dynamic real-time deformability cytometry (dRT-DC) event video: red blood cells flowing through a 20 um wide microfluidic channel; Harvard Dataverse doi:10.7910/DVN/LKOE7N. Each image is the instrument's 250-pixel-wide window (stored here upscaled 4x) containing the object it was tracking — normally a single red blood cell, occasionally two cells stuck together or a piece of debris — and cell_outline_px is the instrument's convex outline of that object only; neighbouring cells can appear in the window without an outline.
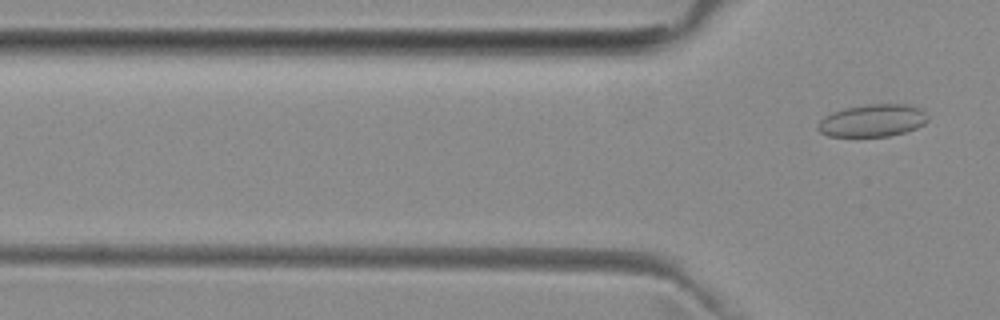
{"species": "common noctule bat (a hibernating species)", "species_latin": "Nyctalus noctula", "temperature_condition": "room temperature", "stored_images_in_passage": 2, "camera_frame_rate_fps": 3000, "um_per_image_px": 0.085, "animal": {"sex": "female", "body_mass_g": 29.2, "forearm_length_mm": 56.3}, "frame": {"image": 1, "passage_image": 2, "time_ms": 2.0, "image_size_px": [1000, 320], "cell_outline_px": [[928, 120], [924, 124], [916, 128], [904, 132], [888, 136], [828, 136], [820, 132], [816, 128], [816, 124], [824, 116], [832, 112], [844, 108], [864, 104], [908, 104], [920, 108], [928, 116]], "centroid_in_image_um": [74.14, 10.23], "position_along_channel_um": 51.7, "area_um2": 20.92}}